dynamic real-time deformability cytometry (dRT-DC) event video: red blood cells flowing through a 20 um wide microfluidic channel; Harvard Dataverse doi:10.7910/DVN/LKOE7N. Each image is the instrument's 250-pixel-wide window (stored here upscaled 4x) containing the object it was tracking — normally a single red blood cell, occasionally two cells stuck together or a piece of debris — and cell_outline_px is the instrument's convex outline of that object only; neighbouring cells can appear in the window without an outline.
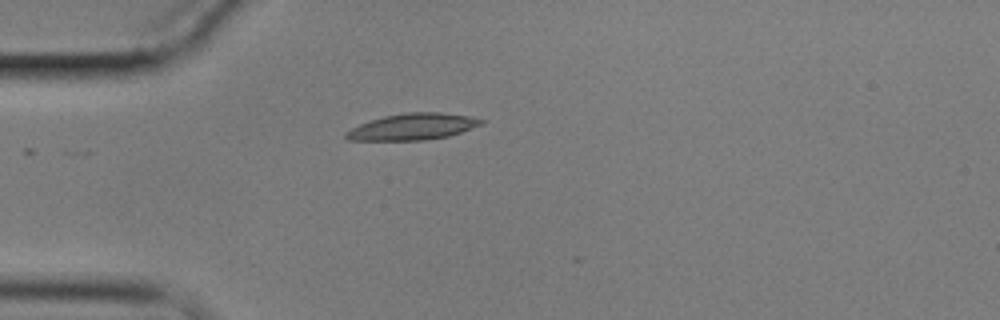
{"species": "common noctule bat (a hibernating species)", "species_latin": "Nyctalus noctula", "temperature_condition": "cold", "stored_images_in_passage": 5, "camera_frame_rate_fps": 3000, "um_per_image_px": 0.085, "animal": {"sex": "male", "body_mass_g": 17.9}, "frame": {"image": 1, "passage_image": 2, "time_ms": 0.333, "image_size_px": [1000, 320], "cell_outline_px": [[484, 124], [448, 136], [424, 140], [344, 140], [344, 132], [360, 124], [384, 116], [404, 112], [440, 112], [468, 116], [484, 120]], "centroid_in_image_um": [35.06, 10.77], "position_along_channel_um": 49.9, "area_um2": 20.75}}